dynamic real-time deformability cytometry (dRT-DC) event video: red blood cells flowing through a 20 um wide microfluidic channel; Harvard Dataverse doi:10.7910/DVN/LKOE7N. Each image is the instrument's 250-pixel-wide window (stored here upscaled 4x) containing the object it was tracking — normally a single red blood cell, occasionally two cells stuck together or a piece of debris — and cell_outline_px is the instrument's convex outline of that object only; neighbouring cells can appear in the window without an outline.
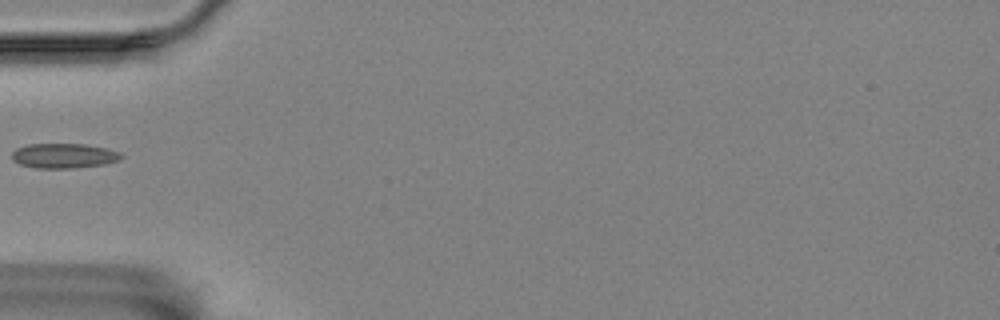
{"species": "Egyptian fruit bat (a non-hibernating species)", "species_latin": "Rousettus aegyptiacus", "temperature_condition": "room temperature", "stored_images_in_passage": 39, "camera_frame_rate_fps": 3000, "um_per_image_px": 0.085, "animal": {"sex": "female"}, "frame": {"image": 1, "passage_image": 1, "time_ms": 0.0, "image_size_px": [1000, 320], "cell_outline_px": [[124, 156], [120, 160], [104, 164], [72, 168], [36, 168], [20, 164], [12, 160], [12, 152], [16, 148], [28, 144], [84, 144], [104, 148], [120, 152]], "centroid_in_image_um": [5.41, 13.24], "position_along_channel_um": 79.6, "area_um2": 15.78}}
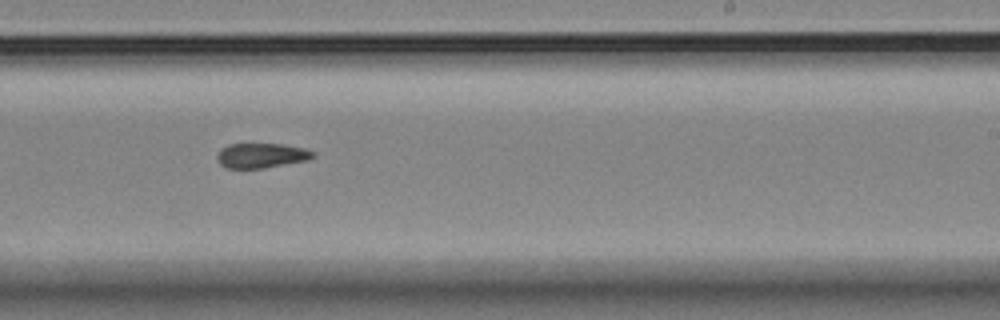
{"frame": {"image": 2, "passage_image": 17, "time_ms": 5.333, "image_size_px": [1000, 320], "cell_outline_px": [[316, 156], [308, 160], [264, 168], [228, 168], [220, 164], [216, 160], [216, 156], [220, 148], [228, 144], [284, 144], [304, 148], [316, 152]], "centroid_in_image_um": [22.22, 13.21], "position_along_channel_um": 266.8, "area_um2": 14.05}}
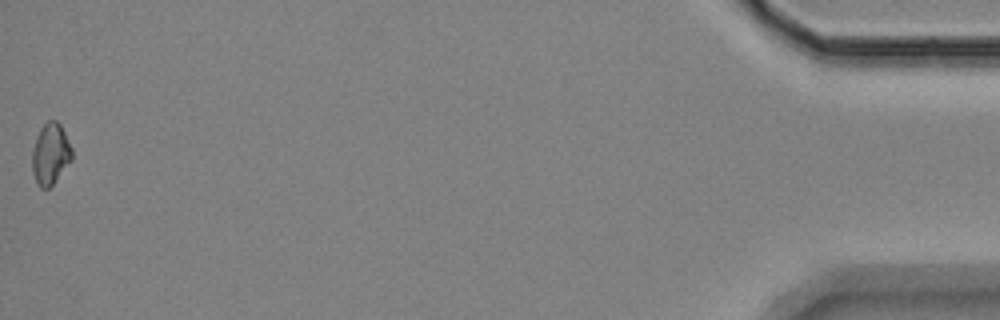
{"frame": {"image": 3, "passage_image": 39, "time_ms": 12.667, "image_size_px": [1000, 320], "cell_outline_px": [[72, 160], [52, 184], [48, 188], [40, 188], [32, 172], [32, 152], [36, 136], [40, 128], [48, 120], [56, 120], [60, 124], [72, 148]], "centroid_in_image_um": [4.28, 13.07], "position_along_channel_um": 430.9, "area_um2": 14.1}}